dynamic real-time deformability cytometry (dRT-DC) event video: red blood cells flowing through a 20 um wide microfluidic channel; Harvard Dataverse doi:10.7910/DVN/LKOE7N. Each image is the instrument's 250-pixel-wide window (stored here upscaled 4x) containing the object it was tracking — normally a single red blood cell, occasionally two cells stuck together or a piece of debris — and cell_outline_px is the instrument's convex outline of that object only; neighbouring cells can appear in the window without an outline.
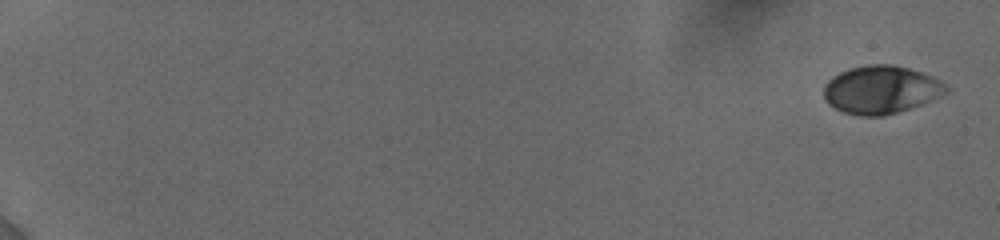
{"species": "human", "species_latin": "Homo sapiens", "temperature_condition": "cold", "stored_images_in_passage": 39, "camera_frame_rate_fps": 3000, "um_per_image_px": 0.085, "donor": {"sex": "female"}, "frame": {"image": 1, "passage_image": 1, "time_ms": 0.0, "image_size_px": [1000, 240], "cell_outline_px": [[948, 92], [940, 96], [920, 104], [884, 116], [860, 116], [844, 112], [828, 104], [824, 100], [824, 84], [832, 76], [840, 72], [852, 68], [868, 64], [892, 64], [908, 68], [920, 72], [940, 80], [948, 88]], "centroid_in_image_um": [74.85, 7.62], "position_along_channel_um": 10.2, "area_um2": 33.99}}
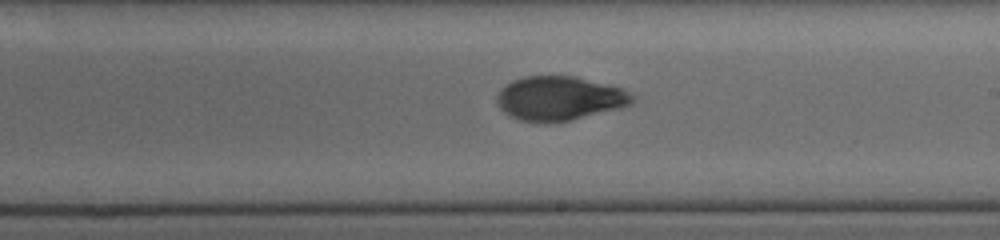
{"frame": {"image": 2, "passage_image": 21, "time_ms": 11.667, "image_size_px": [1000, 240], "cell_outline_px": [[636, 100], [632, 104], [620, 108], [568, 120], [548, 124], [540, 124], [520, 120], [504, 112], [496, 104], [496, 96], [512, 80], [524, 76], [576, 76], [624, 88], [636, 96]], "centroid_in_image_um": [47.59, 8.37], "position_along_channel_um": 241.4, "area_um2": 35.14}}
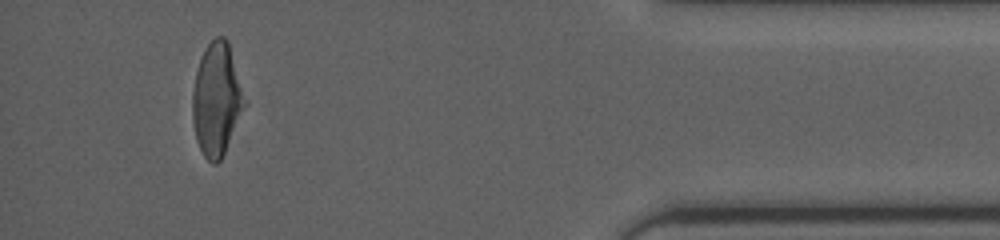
{"frame": {"image": 3, "passage_image": 37, "time_ms": 17.333, "image_size_px": [1000, 240], "cell_outline_px": [[248, 104], [220, 160], [216, 164], [212, 164], [204, 156], [196, 140], [192, 116], [192, 92], [196, 72], [200, 56], [204, 48], [216, 36], [224, 36], [228, 40]], "centroid_in_image_um": [18.43, 8.42], "position_along_channel_um": 416.8, "area_um2": 34.68}, "authors_computed_cell_mechanics": {"area_um2": 34.68, "velocity_mm_per_s": 3.8288, "shape_relaxation_time_tau1_ms": 5.0606, "shape_relaxation_time_tau2_ms": 1.7684, "deformation_change_tau1": 0.1645, "deformation_change_tau2": 0.0601}}